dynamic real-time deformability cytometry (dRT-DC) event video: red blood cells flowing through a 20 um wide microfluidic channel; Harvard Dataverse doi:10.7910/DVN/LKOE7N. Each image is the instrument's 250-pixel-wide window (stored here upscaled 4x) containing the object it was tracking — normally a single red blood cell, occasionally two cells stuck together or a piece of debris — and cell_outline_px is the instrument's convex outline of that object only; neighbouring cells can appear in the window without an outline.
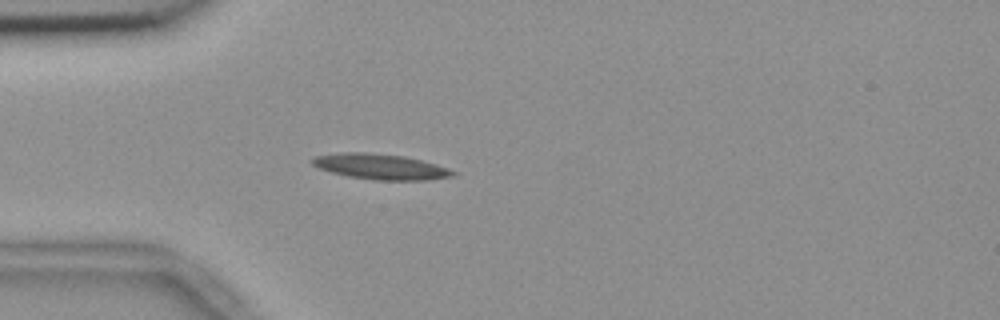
{"species": "common noctule bat (a hibernating species)", "species_latin": "Nyctalus noctula", "temperature_condition": "room temperature", "stored_images_in_passage": 3, "camera_frame_rate_fps": 3000, "um_per_image_px": 0.085, "animal": {"sex": "female", "body_mass_g": 18.4}, "frame": {"image": 1, "passage_image": 3, "time_ms": 0.667, "image_size_px": [1000, 320], "cell_outline_px": [[456, 176], [424, 180], [376, 180], [348, 176], [332, 172], [320, 168], [312, 164], [312, 160], [316, 156], [340, 152], [364, 152], [404, 156], [436, 164], [448, 168], [456, 172]], "centroid_in_image_um": [32.37, 14.16], "position_along_channel_um": 52.6, "area_um2": 20.69}}